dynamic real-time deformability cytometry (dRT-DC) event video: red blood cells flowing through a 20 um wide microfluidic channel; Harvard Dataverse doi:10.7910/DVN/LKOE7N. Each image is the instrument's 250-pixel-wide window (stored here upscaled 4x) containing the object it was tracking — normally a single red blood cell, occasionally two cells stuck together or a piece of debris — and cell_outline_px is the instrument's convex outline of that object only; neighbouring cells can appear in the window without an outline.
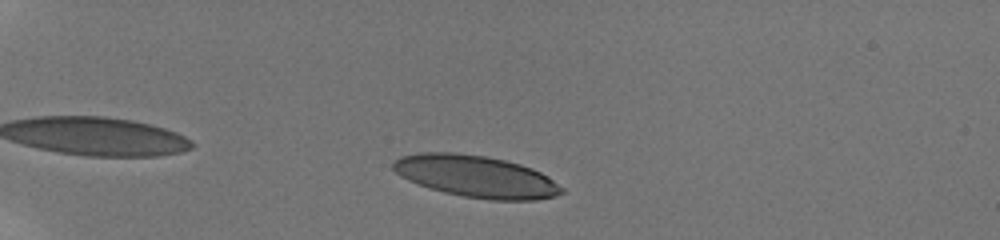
{"species": "human", "species_latin": "Homo sapiens", "temperature_condition": "room temperature", "stored_images_in_passage": 53, "camera_frame_rate_fps": 3000, "um_per_image_px": 0.085, "donor": {"sex": "male"}, "frame": {"image": 1, "passage_image": 4, "time_ms": 1.333, "image_size_px": [1000, 240], "cell_outline_px": [[564, 192], [556, 196], [536, 200], [488, 200], [464, 196], [444, 192], [408, 180], [400, 176], [392, 168], [392, 164], [400, 156], [420, 152], [452, 152], [488, 156], [520, 164], [532, 168], [548, 176], [564, 188]], "centroid_in_image_um": [40.49, 14.99], "position_along_channel_um": 44.5, "area_um2": 41.15}}
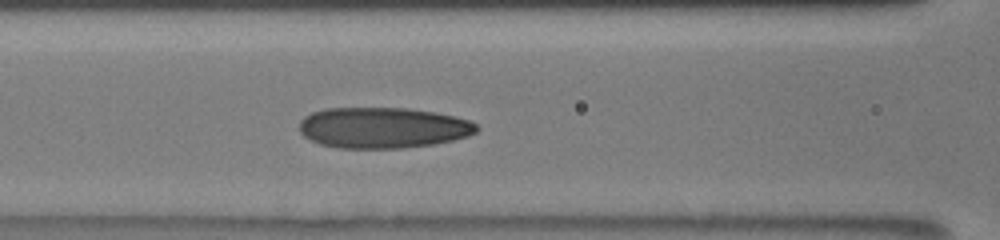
{"frame": {"image": 2, "passage_image": 16, "time_ms": 5.333, "image_size_px": [1000, 240], "cell_outline_px": [[480, 128], [476, 132], [468, 136], [436, 144], [404, 148], [340, 148], [320, 144], [304, 136], [300, 132], [300, 120], [304, 116], [312, 112], [324, 108], [408, 108], [432, 112], [452, 116], [468, 120], [476, 124]], "centroid_in_image_um": [32.53, 10.86], "position_along_channel_um": 134.1, "area_um2": 42.25}}
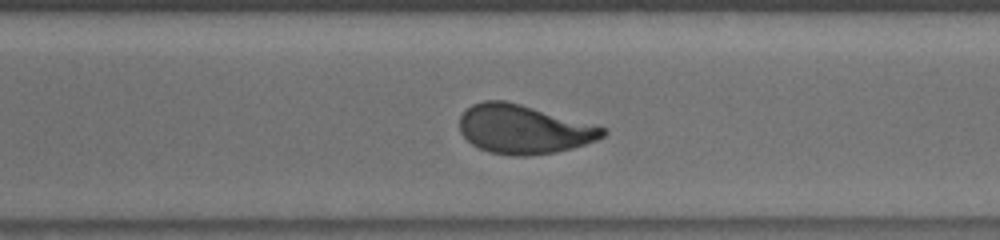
{"frame": {"image": 3, "passage_image": 38, "time_ms": 10.333, "image_size_px": [1000, 240], "cell_outline_px": [[608, 132], [604, 136], [596, 140], [572, 148], [556, 152], [528, 156], [512, 156], [488, 152], [472, 144], [460, 132], [460, 116], [472, 104], [484, 100], [504, 100], [520, 104], [604, 128]], "centroid_in_image_um": [44.47, 11.0], "position_along_channel_um": 326.1, "area_um2": 40.34}, "authors_computed_cell_mechanics": {"area_um2": 41.4426, "velocity_mm_per_s": 3.856, "shape_relaxation_time_tau1_ms": 5.3178, "shape_relaxation_time_tau2_ms": 1.0198, "deformation_change_tau1": 0.2123, "deformation_change_tau2": 0.077}}